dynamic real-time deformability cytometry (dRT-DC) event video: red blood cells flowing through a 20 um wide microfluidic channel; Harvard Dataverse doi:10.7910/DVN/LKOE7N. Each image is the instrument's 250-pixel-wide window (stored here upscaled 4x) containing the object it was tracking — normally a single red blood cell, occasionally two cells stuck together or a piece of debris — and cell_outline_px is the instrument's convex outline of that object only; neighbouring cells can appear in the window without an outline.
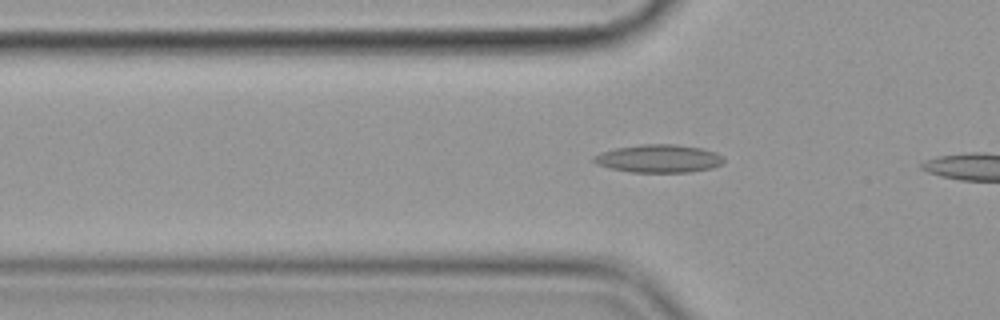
{"species": "common noctule bat (a hibernating species)", "species_latin": "Nyctalus noctula", "temperature_condition": "cold", "stored_images_in_passage": 9, "camera_frame_rate_fps": 3000, "um_per_image_px": 0.085, "animal": {"sex": "female", "body_mass_g": 19.9}, "frame": {"image": 1, "passage_image": 7, "time_ms": 2.0, "image_size_px": [1000, 320], "cell_outline_px": [[724, 160], [720, 164], [712, 168], [688, 172], [632, 172], [608, 168], [596, 164], [592, 160], [592, 156], [600, 152], [616, 148], [640, 144], [676, 144], [700, 148], [716, 152]], "centroid_in_image_um": [55.93, 13.47], "position_along_channel_um": 69.9, "area_um2": 21.21}}